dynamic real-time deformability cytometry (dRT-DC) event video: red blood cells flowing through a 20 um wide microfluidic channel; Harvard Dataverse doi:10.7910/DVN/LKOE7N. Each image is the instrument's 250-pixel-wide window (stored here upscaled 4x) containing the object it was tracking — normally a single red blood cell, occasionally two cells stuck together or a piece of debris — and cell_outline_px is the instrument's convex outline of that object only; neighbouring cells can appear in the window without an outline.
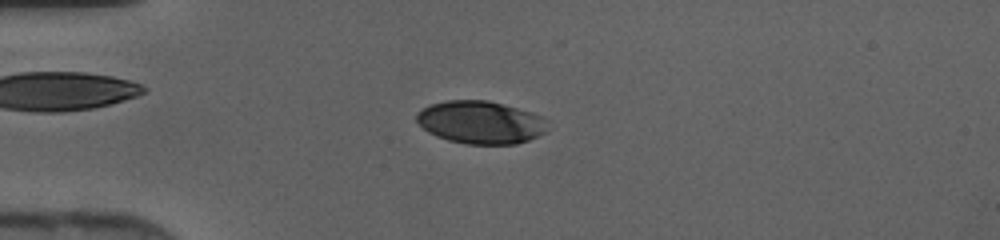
{"species": "human", "species_latin": "Homo sapiens", "temperature_condition": "cold", "stored_images_in_passage": 42, "camera_frame_rate_fps": 3000, "um_per_image_px": 0.085, "donor": {"sex": "female"}, "frame": {"image": 1, "passage_image": 8, "time_ms": 2.333, "image_size_px": [1000, 240], "cell_outline_px": [[548, 120], [544, 132], [528, 140], [516, 144], [468, 144], [448, 140], [436, 136], [428, 132], [416, 120], [416, 112], [428, 104], [448, 100], [488, 100], [532, 112]], "centroid_in_image_um": [40.82, 10.39], "position_along_channel_um": 44.2, "area_um2": 32.66}}
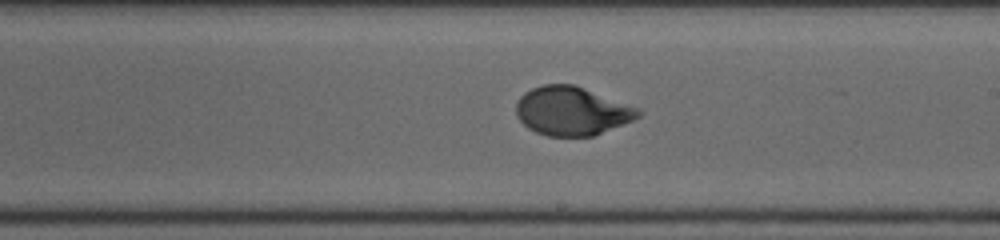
{"frame": {"image": 2, "passage_image": 23, "time_ms": 7.333, "image_size_px": [1000, 240], "cell_outline_px": [[644, 112], [640, 116], [632, 120], [592, 136], [548, 136], [536, 132], [528, 128], [516, 116], [516, 104], [520, 96], [524, 92], [532, 88], [544, 84], [572, 84], [640, 108]], "centroid_in_image_um": [48.59, 9.43], "position_along_channel_um": 240.4, "area_um2": 34.45}}
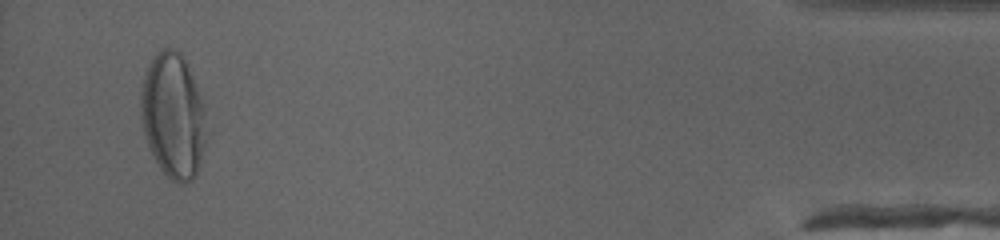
{"frame": {"image": 3, "passage_image": 40, "time_ms": 13.0, "image_size_px": [1000, 240], "cell_outline_px": [[208, 136], [196, 176], [192, 180], [184, 184], [180, 184], [172, 180], [160, 168], [152, 156], [144, 132], [140, 116], [140, 92], [144, 72], [152, 56], [160, 48], [172, 48], [180, 52], [188, 68], [204, 104]], "centroid_in_image_um": [14.71, 9.84], "position_along_channel_um": 420.5, "area_um2": 48.38}}